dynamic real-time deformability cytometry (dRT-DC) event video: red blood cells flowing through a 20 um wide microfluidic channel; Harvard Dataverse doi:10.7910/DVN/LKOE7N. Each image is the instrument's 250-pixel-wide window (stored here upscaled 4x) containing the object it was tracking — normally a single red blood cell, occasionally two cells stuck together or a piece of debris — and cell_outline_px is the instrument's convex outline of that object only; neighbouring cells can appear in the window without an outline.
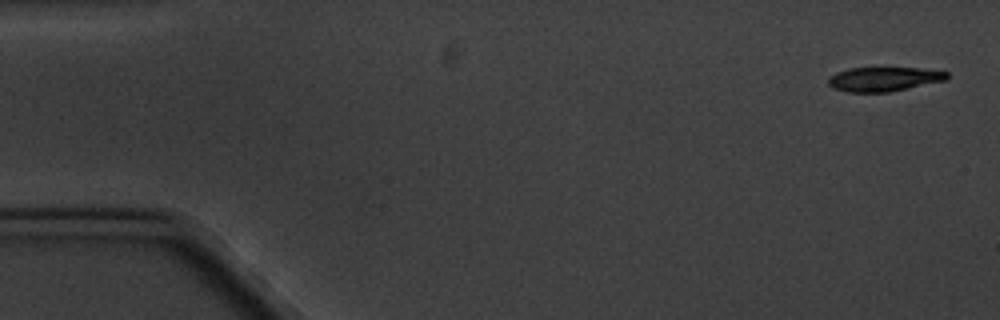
{"species": "common noctule bat (a hibernating species)", "species_latin": "Nyctalus noctula", "temperature_condition": "cold", "stored_images_in_passage": 5, "camera_frame_rate_fps": 3000, "um_per_image_px": 0.085, "animal": {"sex": "male", "body_mass_g": 20.1, "forearm_length_mm": 53.5}, "frame": {"image": 1, "passage_image": 1, "time_ms": 0.0, "image_size_px": [1000, 320], "cell_outline_px": [[948, 80], [888, 92], [848, 92], [832, 88], [828, 84], [828, 76], [836, 72], [848, 68], [880, 64], [920, 68], [948, 72]], "centroid_in_image_um": [75.1, 6.66], "position_along_channel_um": 9.9, "area_um2": 17.92}}
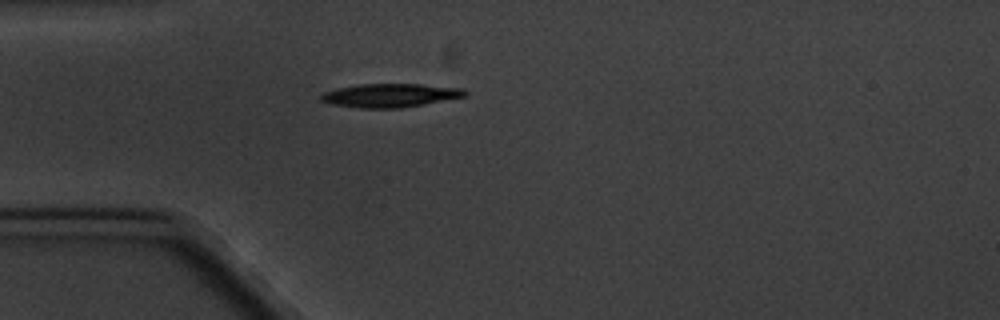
{"frame": {"image": 2, "passage_image": 5, "time_ms": 4.667, "image_size_px": [1000, 320], "cell_outline_px": [[468, 92], [464, 96], [400, 108], [360, 108], [332, 104], [320, 100], [320, 96], [324, 92], [336, 88], [360, 84], [420, 84], [464, 88]], "centroid_in_image_um": [33.13, 8.1], "position_along_channel_um": 51.9, "area_um2": 19.59}}